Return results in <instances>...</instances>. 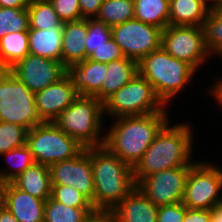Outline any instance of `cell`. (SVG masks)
I'll list each match as a JSON object with an SVG mask.
<instances>
[{
    "label": "cell",
    "instance_id": "1",
    "mask_svg": "<svg viewBox=\"0 0 222 222\" xmlns=\"http://www.w3.org/2000/svg\"><path fill=\"white\" fill-rule=\"evenodd\" d=\"M167 122L157 133L143 156L132 167L136 184L143 178L180 166H193V130L186 122L175 126ZM191 127V128H190Z\"/></svg>",
    "mask_w": 222,
    "mask_h": 222
},
{
    "label": "cell",
    "instance_id": "2",
    "mask_svg": "<svg viewBox=\"0 0 222 222\" xmlns=\"http://www.w3.org/2000/svg\"><path fill=\"white\" fill-rule=\"evenodd\" d=\"M166 108L161 112L114 118L105 134L104 146L123 162L134 166L154 141L157 133L169 122Z\"/></svg>",
    "mask_w": 222,
    "mask_h": 222
},
{
    "label": "cell",
    "instance_id": "3",
    "mask_svg": "<svg viewBox=\"0 0 222 222\" xmlns=\"http://www.w3.org/2000/svg\"><path fill=\"white\" fill-rule=\"evenodd\" d=\"M94 180V209L112 210L136 186L132 166L111 153L104 145L91 147Z\"/></svg>",
    "mask_w": 222,
    "mask_h": 222
},
{
    "label": "cell",
    "instance_id": "4",
    "mask_svg": "<svg viewBox=\"0 0 222 222\" xmlns=\"http://www.w3.org/2000/svg\"><path fill=\"white\" fill-rule=\"evenodd\" d=\"M138 71L153 86L165 106L197 73L190 64L174 58L161 47L138 63Z\"/></svg>",
    "mask_w": 222,
    "mask_h": 222
},
{
    "label": "cell",
    "instance_id": "5",
    "mask_svg": "<svg viewBox=\"0 0 222 222\" xmlns=\"http://www.w3.org/2000/svg\"><path fill=\"white\" fill-rule=\"evenodd\" d=\"M104 116V103L94 96L79 95L53 123L85 148L99 147L105 140L100 135Z\"/></svg>",
    "mask_w": 222,
    "mask_h": 222
},
{
    "label": "cell",
    "instance_id": "6",
    "mask_svg": "<svg viewBox=\"0 0 222 222\" xmlns=\"http://www.w3.org/2000/svg\"><path fill=\"white\" fill-rule=\"evenodd\" d=\"M26 144L35 163L47 166L72 159L85 149L53 122H44L28 130Z\"/></svg>",
    "mask_w": 222,
    "mask_h": 222
},
{
    "label": "cell",
    "instance_id": "7",
    "mask_svg": "<svg viewBox=\"0 0 222 222\" xmlns=\"http://www.w3.org/2000/svg\"><path fill=\"white\" fill-rule=\"evenodd\" d=\"M165 108L153 86L139 73L104 102V114L112 118L152 114Z\"/></svg>",
    "mask_w": 222,
    "mask_h": 222
},
{
    "label": "cell",
    "instance_id": "8",
    "mask_svg": "<svg viewBox=\"0 0 222 222\" xmlns=\"http://www.w3.org/2000/svg\"><path fill=\"white\" fill-rule=\"evenodd\" d=\"M0 121L31 130L44 123L35 104V93L9 71L0 78Z\"/></svg>",
    "mask_w": 222,
    "mask_h": 222
},
{
    "label": "cell",
    "instance_id": "9",
    "mask_svg": "<svg viewBox=\"0 0 222 222\" xmlns=\"http://www.w3.org/2000/svg\"><path fill=\"white\" fill-rule=\"evenodd\" d=\"M222 168L197 161L189 171L182 203L188 209L210 210L222 202Z\"/></svg>",
    "mask_w": 222,
    "mask_h": 222
},
{
    "label": "cell",
    "instance_id": "10",
    "mask_svg": "<svg viewBox=\"0 0 222 222\" xmlns=\"http://www.w3.org/2000/svg\"><path fill=\"white\" fill-rule=\"evenodd\" d=\"M161 48L196 71L210 56L203 26L168 25L162 33Z\"/></svg>",
    "mask_w": 222,
    "mask_h": 222
},
{
    "label": "cell",
    "instance_id": "11",
    "mask_svg": "<svg viewBox=\"0 0 222 222\" xmlns=\"http://www.w3.org/2000/svg\"><path fill=\"white\" fill-rule=\"evenodd\" d=\"M112 38L120 46L123 55L140 62L146 55L161 47L163 29L130 19L111 27Z\"/></svg>",
    "mask_w": 222,
    "mask_h": 222
},
{
    "label": "cell",
    "instance_id": "12",
    "mask_svg": "<svg viewBox=\"0 0 222 222\" xmlns=\"http://www.w3.org/2000/svg\"><path fill=\"white\" fill-rule=\"evenodd\" d=\"M192 166H180L153 173L137 183L138 189L156 206L182 202Z\"/></svg>",
    "mask_w": 222,
    "mask_h": 222
},
{
    "label": "cell",
    "instance_id": "13",
    "mask_svg": "<svg viewBox=\"0 0 222 222\" xmlns=\"http://www.w3.org/2000/svg\"><path fill=\"white\" fill-rule=\"evenodd\" d=\"M51 185L73 186L93 205L94 180L91 165V147L78 156L49 166Z\"/></svg>",
    "mask_w": 222,
    "mask_h": 222
},
{
    "label": "cell",
    "instance_id": "14",
    "mask_svg": "<svg viewBox=\"0 0 222 222\" xmlns=\"http://www.w3.org/2000/svg\"><path fill=\"white\" fill-rule=\"evenodd\" d=\"M11 73L33 93L58 82L66 75V66L53 59L28 54L10 68Z\"/></svg>",
    "mask_w": 222,
    "mask_h": 222
},
{
    "label": "cell",
    "instance_id": "15",
    "mask_svg": "<svg viewBox=\"0 0 222 222\" xmlns=\"http://www.w3.org/2000/svg\"><path fill=\"white\" fill-rule=\"evenodd\" d=\"M78 96L79 93L72 86L70 78L65 75L58 82L35 93V104L40 118L44 122H53Z\"/></svg>",
    "mask_w": 222,
    "mask_h": 222
},
{
    "label": "cell",
    "instance_id": "16",
    "mask_svg": "<svg viewBox=\"0 0 222 222\" xmlns=\"http://www.w3.org/2000/svg\"><path fill=\"white\" fill-rule=\"evenodd\" d=\"M4 206L19 222H44L46 200L31 196L11 182L3 183Z\"/></svg>",
    "mask_w": 222,
    "mask_h": 222
},
{
    "label": "cell",
    "instance_id": "17",
    "mask_svg": "<svg viewBox=\"0 0 222 222\" xmlns=\"http://www.w3.org/2000/svg\"><path fill=\"white\" fill-rule=\"evenodd\" d=\"M74 89L82 96H95L107 75V64L86 59L66 67Z\"/></svg>",
    "mask_w": 222,
    "mask_h": 222
},
{
    "label": "cell",
    "instance_id": "18",
    "mask_svg": "<svg viewBox=\"0 0 222 222\" xmlns=\"http://www.w3.org/2000/svg\"><path fill=\"white\" fill-rule=\"evenodd\" d=\"M112 211L120 222H156L158 206L136 186Z\"/></svg>",
    "mask_w": 222,
    "mask_h": 222
},
{
    "label": "cell",
    "instance_id": "19",
    "mask_svg": "<svg viewBox=\"0 0 222 222\" xmlns=\"http://www.w3.org/2000/svg\"><path fill=\"white\" fill-rule=\"evenodd\" d=\"M62 33V63L67 67L86 60L87 19L63 23Z\"/></svg>",
    "mask_w": 222,
    "mask_h": 222
},
{
    "label": "cell",
    "instance_id": "20",
    "mask_svg": "<svg viewBox=\"0 0 222 222\" xmlns=\"http://www.w3.org/2000/svg\"><path fill=\"white\" fill-rule=\"evenodd\" d=\"M138 73V62L127 57L107 63L106 78L101 90L94 97L104 103Z\"/></svg>",
    "mask_w": 222,
    "mask_h": 222
},
{
    "label": "cell",
    "instance_id": "21",
    "mask_svg": "<svg viewBox=\"0 0 222 222\" xmlns=\"http://www.w3.org/2000/svg\"><path fill=\"white\" fill-rule=\"evenodd\" d=\"M210 8L206 0H169V25L203 26Z\"/></svg>",
    "mask_w": 222,
    "mask_h": 222
},
{
    "label": "cell",
    "instance_id": "22",
    "mask_svg": "<svg viewBox=\"0 0 222 222\" xmlns=\"http://www.w3.org/2000/svg\"><path fill=\"white\" fill-rule=\"evenodd\" d=\"M11 183L41 200H47L51 196V178L49 166L34 163L25 169Z\"/></svg>",
    "mask_w": 222,
    "mask_h": 222
},
{
    "label": "cell",
    "instance_id": "23",
    "mask_svg": "<svg viewBox=\"0 0 222 222\" xmlns=\"http://www.w3.org/2000/svg\"><path fill=\"white\" fill-rule=\"evenodd\" d=\"M29 53L62 62V26L52 29H29Z\"/></svg>",
    "mask_w": 222,
    "mask_h": 222
},
{
    "label": "cell",
    "instance_id": "24",
    "mask_svg": "<svg viewBox=\"0 0 222 222\" xmlns=\"http://www.w3.org/2000/svg\"><path fill=\"white\" fill-rule=\"evenodd\" d=\"M134 18L164 30L169 25V0H134Z\"/></svg>",
    "mask_w": 222,
    "mask_h": 222
},
{
    "label": "cell",
    "instance_id": "25",
    "mask_svg": "<svg viewBox=\"0 0 222 222\" xmlns=\"http://www.w3.org/2000/svg\"><path fill=\"white\" fill-rule=\"evenodd\" d=\"M0 53L9 69L24 59L29 54L28 31L8 32L0 39Z\"/></svg>",
    "mask_w": 222,
    "mask_h": 222
},
{
    "label": "cell",
    "instance_id": "26",
    "mask_svg": "<svg viewBox=\"0 0 222 222\" xmlns=\"http://www.w3.org/2000/svg\"><path fill=\"white\" fill-rule=\"evenodd\" d=\"M203 28L210 56L213 54L222 58V0L211 6Z\"/></svg>",
    "mask_w": 222,
    "mask_h": 222
},
{
    "label": "cell",
    "instance_id": "27",
    "mask_svg": "<svg viewBox=\"0 0 222 222\" xmlns=\"http://www.w3.org/2000/svg\"><path fill=\"white\" fill-rule=\"evenodd\" d=\"M134 18V0H103L96 20L110 28Z\"/></svg>",
    "mask_w": 222,
    "mask_h": 222
},
{
    "label": "cell",
    "instance_id": "28",
    "mask_svg": "<svg viewBox=\"0 0 222 222\" xmlns=\"http://www.w3.org/2000/svg\"><path fill=\"white\" fill-rule=\"evenodd\" d=\"M27 11L30 29L44 30L60 28L63 25L49 0H31Z\"/></svg>",
    "mask_w": 222,
    "mask_h": 222
},
{
    "label": "cell",
    "instance_id": "29",
    "mask_svg": "<svg viewBox=\"0 0 222 222\" xmlns=\"http://www.w3.org/2000/svg\"><path fill=\"white\" fill-rule=\"evenodd\" d=\"M94 208H71L51 196L44 206V222H85Z\"/></svg>",
    "mask_w": 222,
    "mask_h": 222
},
{
    "label": "cell",
    "instance_id": "30",
    "mask_svg": "<svg viewBox=\"0 0 222 222\" xmlns=\"http://www.w3.org/2000/svg\"><path fill=\"white\" fill-rule=\"evenodd\" d=\"M2 156L6 157V162L11 164L8 168L10 171H0V183L11 182L15 177L22 173L25 169L32 166L35 161L33 159L32 153L28 148L27 144H24L20 147H16ZM8 158V159H7ZM10 162H9V161Z\"/></svg>",
    "mask_w": 222,
    "mask_h": 222
},
{
    "label": "cell",
    "instance_id": "31",
    "mask_svg": "<svg viewBox=\"0 0 222 222\" xmlns=\"http://www.w3.org/2000/svg\"><path fill=\"white\" fill-rule=\"evenodd\" d=\"M29 29L27 8L0 7V39L8 32L29 31Z\"/></svg>",
    "mask_w": 222,
    "mask_h": 222
},
{
    "label": "cell",
    "instance_id": "32",
    "mask_svg": "<svg viewBox=\"0 0 222 222\" xmlns=\"http://www.w3.org/2000/svg\"><path fill=\"white\" fill-rule=\"evenodd\" d=\"M28 129L15 123L0 121V156L26 144Z\"/></svg>",
    "mask_w": 222,
    "mask_h": 222
},
{
    "label": "cell",
    "instance_id": "33",
    "mask_svg": "<svg viewBox=\"0 0 222 222\" xmlns=\"http://www.w3.org/2000/svg\"><path fill=\"white\" fill-rule=\"evenodd\" d=\"M111 38L112 30L106 23L97 21L95 18L87 19L86 59Z\"/></svg>",
    "mask_w": 222,
    "mask_h": 222
},
{
    "label": "cell",
    "instance_id": "34",
    "mask_svg": "<svg viewBox=\"0 0 222 222\" xmlns=\"http://www.w3.org/2000/svg\"><path fill=\"white\" fill-rule=\"evenodd\" d=\"M51 197L71 208H94L92 203L73 186L52 185Z\"/></svg>",
    "mask_w": 222,
    "mask_h": 222
},
{
    "label": "cell",
    "instance_id": "35",
    "mask_svg": "<svg viewBox=\"0 0 222 222\" xmlns=\"http://www.w3.org/2000/svg\"><path fill=\"white\" fill-rule=\"evenodd\" d=\"M49 2L63 23L81 19L79 0H49Z\"/></svg>",
    "mask_w": 222,
    "mask_h": 222
},
{
    "label": "cell",
    "instance_id": "36",
    "mask_svg": "<svg viewBox=\"0 0 222 222\" xmlns=\"http://www.w3.org/2000/svg\"><path fill=\"white\" fill-rule=\"evenodd\" d=\"M123 58H125V56L123 55L120 46L113 38L109 39L105 44L97 48L88 56V59L106 64Z\"/></svg>",
    "mask_w": 222,
    "mask_h": 222
},
{
    "label": "cell",
    "instance_id": "37",
    "mask_svg": "<svg viewBox=\"0 0 222 222\" xmlns=\"http://www.w3.org/2000/svg\"><path fill=\"white\" fill-rule=\"evenodd\" d=\"M186 206L182 202L158 207L156 222H183Z\"/></svg>",
    "mask_w": 222,
    "mask_h": 222
},
{
    "label": "cell",
    "instance_id": "38",
    "mask_svg": "<svg viewBox=\"0 0 222 222\" xmlns=\"http://www.w3.org/2000/svg\"><path fill=\"white\" fill-rule=\"evenodd\" d=\"M103 0H79L81 19H94L99 13Z\"/></svg>",
    "mask_w": 222,
    "mask_h": 222
},
{
    "label": "cell",
    "instance_id": "39",
    "mask_svg": "<svg viewBox=\"0 0 222 222\" xmlns=\"http://www.w3.org/2000/svg\"><path fill=\"white\" fill-rule=\"evenodd\" d=\"M85 222H120L112 210L94 209Z\"/></svg>",
    "mask_w": 222,
    "mask_h": 222
},
{
    "label": "cell",
    "instance_id": "40",
    "mask_svg": "<svg viewBox=\"0 0 222 222\" xmlns=\"http://www.w3.org/2000/svg\"><path fill=\"white\" fill-rule=\"evenodd\" d=\"M183 222H211L210 210L188 209L186 207Z\"/></svg>",
    "mask_w": 222,
    "mask_h": 222
},
{
    "label": "cell",
    "instance_id": "41",
    "mask_svg": "<svg viewBox=\"0 0 222 222\" xmlns=\"http://www.w3.org/2000/svg\"><path fill=\"white\" fill-rule=\"evenodd\" d=\"M31 0H0V7L3 8H28Z\"/></svg>",
    "mask_w": 222,
    "mask_h": 222
},
{
    "label": "cell",
    "instance_id": "42",
    "mask_svg": "<svg viewBox=\"0 0 222 222\" xmlns=\"http://www.w3.org/2000/svg\"><path fill=\"white\" fill-rule=\"evenodd\" d=\"M222 107V78L215 82L209 91Z\"/></svg>",
    "mask_w": 222,
    "mask_h": 222
},
{
    "label": "cell",
    "instance_id": "43",
    "mask_svg": "<svg viewBox=\"0 0 222 222\" xmlns=\"http://www.w3.org/2000/svg\"><path fill=\"white\" fill-rule=\"evenodd\" d=\"M210 221L222 222V202L216 204L210 209Z\"/></svg>",
    "mask_w": 222,
    "mask_h": 222
},
{
    "label": "cell",
    "instance_id": "44",
    "mask_svg": "<svg viewBox=\"0 0 222 222\" xmlns=\"http://www.w3.org/2000/svg\"><path fill=\"white\" fill-rule=\"evenodd\" d=\"M0 222H19L14 215L4 206L0 210Z\"/></svg>",
    "mask_w": 222,
    "mask_h": 222
},
{
    "label": "cell",
    "instance_id": "45",
    "mask_svg": "<svg viewBox=\"0 0 222 222\" xmlns=\"http://www.w3.org/2000/svg\"><path fill=\"white\" fill-rule=\"evenodd\" d=\"M9 71H10V69L3 61L1 53H0V78L2 76L6 75Z\"/></svg>",
    "mask_w": 222,
    "mask_h": 222
},
{
    "label": "cell",
    "instance_id": "46",
    "mask_svg": "<svg viewBox=\"0 0 222 222\" xmlns=\"http://www.w3.org/2000/svg\"><path fill=\"white\" fill-rule=\"evenodd\" d=\"M4 207L3 184L0 183V210Z\"/></svg>",
    "mask_w": 222,
    "mask_h": 222
},
{
    "label": "cell",
    "instance_id": "47",
    "mask_svg": "<svg viewBox=\"0 0 222 222\" xmlns=\"http://www.w3.org/2000/svg\"><path fill=\"white\" fill-rule=\"evenodd\" d=\"M206 1L208 2L209 0H206ZM218 1H220V0H210L211 6L214 5L215 3H217Z\"/></svg>",
    "mask_w": 222,
    "mask_h": 222
}]
</instances>
